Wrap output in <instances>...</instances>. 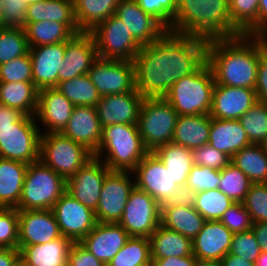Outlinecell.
<instances>
[{
  "mask_svg": "<svg viewBox=\"0 0 267 266\" xmlns=\"http://www.w3.org/2000/svg\"><path fill=\"white\" fill-rule=\"evenodd\" d=\"M23 116L24 114L18 109L0 103V123H17Z\"/></svg>",
  "mask_w": 267,
  "mask_h": 266,
  "instance_id": "61",
  "label": "cell"
},
{
  "mask_svg": "<svg viewBox=\"0 0 267 266\" xmlns=\"http://www.w3.org/2000/svg\"><path fill=\"white\" fill-rule=\"evenodd\" d=\"M263 42L265 51L267 52V28L257 35Z\"/></svg>",
  "mask_w": 267,
  "mask_h": 266,
  "instance_id": "66",
  "label": "cell"
},
{
  "mask_svg": "<svg viewBox=\"0 0 267 266\" xmlns=\"http://www.w3.org/2000/svg\"><path fill=\"white\" fill-rule=\"evenodd\" d=\"M27 4H31V3H36L39 1H44V0H25Z\"/></svg>",
  "mask_w": 267,
  "mask_h": 266,
  "instance_id": "67",
  "label": "cell"
},
{
  "mask_svg": "<svg viewBox=\"0 0 267 266\" xmlns=\"http://www.w3.org/2000/svg\"><path fill=\"white\" fill-rule=\"evenodd\" d=\"M242 203L253 223L267 222V183H252Z\"/></svg>",
  "mask_w": 267,
  "mask_h": 266,
  "instance_id": "46",
  "label": "cell"
},
{
  "mask_svg": "<svg viewBox=\"0 0 267 266\" xmlns=\"http://www.w3.org/2000/svg\"><path fill=\"white\" fill-rule=\"evenodd\" d=\"M93 157L85 146L62 133H41L39 160L66 180Z\"/></svg>",
  "mask_w": 267,
  "mask_h": 266,
  "instance_id": "8",
  "label": "cell"
},
{
  "mask_svg": "<svg viewBox=\"0 0 267 266\" xmlns=\"http://www.w3.org/2000/svg\"><path fill=\"white\" fill-rule=\"evenodd\" d=\"M120 0H73L74 15L80 32H90L116 13Z\"/></svg>",
  "mask_w": 267,
  "mask_h": 266,
  "instance_id": "36",
  "label": "cell"
},
{
  "mask_svg": "<svg viewBox=\"0 0 267 266\" xmlns=\"http://www.w3.org/2000/svg\"><path fill=\"white\" fill-rule=\"evenodd\" d=\"M130 236L119 223H96L80 241L98 260L108 264Z\"/></svg>",
  "mask_w": 267,
  "mask_h": 266,
  "instance_id": "23",
  "label": "cell"
},
{
  "mask_svg": "<svg viewBox=\"0 0 267 266\" xmlns=\"http://www.w3.org/2000/svg\"><path fill=\"white\" fill-rule=\"evenodd\" d=\"M3 5H4V1L3 0H0V14L2 12Z\"/></svg>",
  "mask_w": 267,
  "mask_h": 266,
  "instance_id": "68",
  "label": "cell"
},
{
  "mask_svg": "<svg viewBox=\"0 0 267 266\" xmlns=\"http://www.w3.org/2000/svg\"><path fill=\"white\" fill-rule=\"evenodd\" d=\"M148 153L137 125L112 124L102 128L94 156L102 160L110 170L132 172Z\"/></svg>",
  "mask_w": 267,
  "mask_h": 266,
  "instance_id": "4",
  "label": "cell"
},
{
  "mask_svg": "<svg viewBox=\"0 0 267 266\" xmlns=\"http://www.w3.org/2000/svg\"><path fill=\"white\" fill-rule=\"evenodd\" d=\"M195 256H184V257H168L164 259H152V262L156 266H195Z\"/></svg>",
  "mask_w": 267,
  "mask_h": 266,
  "instance_id": "58",
  "label": "cell"
},
{
  "mask_svg": "<svg viewBox=\"0 0 267 266\" xmlns=\"http://www.w3.org/2000/svg\"><path fill=\"white\" fill-rule=\"evenodd\" d=\"M140 8L170 31L178 0H136Z\"/></svg>",
  "mask_w": 267,
  "mask_h": 266,
  "instance_id": "48",
  "label": "cell"
},
{
  "mask_svg": "<svg viewBox=\"0 0 267 266\" xmlns=\"http://www.w3.org/2000/svg\"><path fill=\"white\" fill-rule=\"evenodd\" d=\"M170 32L206 40L242 35L232 25L229 0H178Z\"/></svg>",
  "mask_w": 267,
  "mask_h": 266,
  "instance_id": "3",
  "label": "cell"
},
{
  "mask_svg": "<svg viewBox=\"0 0 267 266\" xmlns=\"http://www.w3.org/2000/svg\"><path fill=\"white\" fill-rule=\"evenodd\" d=\"M194 165L222 170L231 163V157L224 152L218 151L209 144L192 150Z\"/></svg>",
  "mask_w": 267,
  "mask_h": 266,
  "instance_id": "53",
  "label": "cell"
},
{
  "mask_svg": "<svg viewBox=\"0 0 267 266\" xmlns=\"http://www.w3.org/2000/svg\"><path fill=\"white\" fill-rule=\"evenodd\" d=\"M98 58L96 44L90 32H80L66 41L64 61L58 72V83L87 74Z\"/></svg>",
  "mask_w": 267,
  "mask_h": 266,
  "instance_id": "17",
  "label": "cell"
},
{
  "mask_svg": "<svg viewBox=\"0 0 267 266\" xmlns=\"http://www.w3.org/2000/svg\"><path fill=\"white\" fill-rule=\"evenodd\" d=\"M259 0H229L232 25L242 35H258Z\"/></svg>",
  "mask_w": 267,
  "mask_h": 266,
  "instance_id": "41",
  "label": "cell"
},
{
  "mask_svg": "<svg viewBox=\"0 0 267 266\" xmlns=\"http://www.w3.org/2000/svg\"><path fill=\"white\" fill-rule=\"evenodd\" d=\"M215 78L207 60L176 81L164 96L180 115H210Z\"/></svg>",
  "mask_w": 267,
  "mask_h": 266,
  "instance_id": "5",
  "label": "cell"
},
{
  "mask_svg": "<svg viewBox=\"0 0 267 266\" xmlns=\"http://www.w3.org/2000/svg\"><path fill=\"white\" fill-rule=\"evenodd\" d=\"M151 259L194 256L192 240L159 225L149 238Z\"/></svg>",
  "mask_w": 267,
  "mask_h": 266,
  "instance_id": "32",
  "label": "cell"
},
{
  "mask_svg": "<svg viewBox=\"0 0 267 266\" xmlns=\"http://www.w3.org/2000/svg\"><path fill=\"white\" fill-rule=\"evenodd\" d=\"M208 144L230 157L251 145L239 120L212 117Z\"/></svg>",
  "mask_w": 267,
  "mask_h": 266,
  "instance_id": "28",
  "label": "cell"
},
{
  "mask_svg": "<svg viewBox=\"0 0 267 266\" xmlns=\"http://www.w3.org/2000/svg\"><path fill=\"white\" fill-rule=\"evenodd\" d=\"M72 244L70 239L62 236L44 244L18 246L20 266H67Z\"/></svg>",
  "mask_w": 267,
  "mask_h": 266,
  "instance_id": "27",
  "label": "cell"
},
{
  "mask_svg": "<svg viewBox=\"0 0 267 266\" xmlns=\"http://www.w3.org/2000/svg\"><path fill=\"white\" fill-rule=\"evenodd\" d=\"M220 178V170L193 165L186 185L196 192L214 190L218 189Z\"/></svg>",
  "mask_w": 267,
  "mask_h": 266,
  "instance_id": "52",
  "label": "cell"
},
{
  "mask_svg": "<svg viewBox=\"0 0 267 266\" xmlns=\"http://www.w3.org/2000/svg\"><path fill=\"white\" fill-rule=\"evenodd\" d=\"M196 191L187 185L178 186L175 193L165 200L161 208L172 206L191 207L195 205Z\"/></svg>",
  "mask_w": 267,
  "mask_h": 266,
  "instance_id": "56",
  "label": "cell"
},
{
  "mask_svg": "<svg viewBox=\"0 0 267 266\" xmlns=\"http://www.w3.org/2000/svg\"><path fill=\"white\" fill-rule=\"evenodd\" d=\"M221 221L233 234L249 231L253 221L244 204L235 202L222 215Z\"/></svg>",
  "mask_w": 267,
  "mask_h": 266,
  "instance_id": "51",
  "label": "cell"
},
{
  "mask_svg": "<svg viewBox=\"0 0 267 266\" xmlns=\"http://www.w3.org/2000/svg\"><path fill=\"white\" fill-rule=\"evenodd\" d=\"M251 230L257 239L261 251L267 253V222L253 223Z\"/></svg>",
  "mask_w": 267,
  "mask_h": 266,
  "instance_id": "60",
  "label": "cell"
},
{
  "mask_svg": "<svg viewBox=\"0 0 267 266\" xmlns=\"http://www.w3.org/2000/svg\"><path fill=\"white\" fill-rule=\"evenodd\" d=\"M66 179L40 160L28 165L17 210L52 209L66 192Z\"/></svg>",
  "mask_w": 267,
  "mask_h": 266,
  "instance_id": "6",
  "label": "cell"
},
{
  "mask_svg": "<svg viewBox=\"0 0 267 266\" xmlns=\"http://www.w3.org/2000/svg\"><path fill=\"white\" fill-rule=\"evenodd\" d=\"M119 224L129 236L150 238L161 224V205L146 191L135 186Z\"/></svg>",
  "mask_w": 267,
  "mask_h": 266,
  "instance_id": "11",
  "label": "cell"
},
{
  "mask_svg": "<svg viewBox=\"0 0 267 266\" xmlns=\"http://www.w3.org/2000/svg\"><path fill=\"white\" fill-rule=\"evenodd\" d=\"M264 50L263 42L257 35L208 40L207 62L215 83L255 89L260 54Z\"/></svg>",
  "mask_w": 267,
  "mask_h": 266,
  "instance_id": "2",
  "label": "cell"
},
{
  "mask_svg": "<svg viewBox=\"0 0 267 266\" xmlns=\"http://www.w3.org/2000/svg\"><path fill=\"white\" fill-rule=\"evenodd\" d=\"M267 28V0H259L258 34Z\"/></svg>",
  "mask_w": 267,
  "mask_h": 266,
  "instance_id": "63",
  "label": "cell"
},
{
  "mask_svg": "<svg viewBox=\"0 0 267 266\" xmlns=\"http://www.w3.org/2000/svg\"><path fill=\"white\" fill-rule=\"evenodd\" d=\"M115 15L141 46L155 42L167 31L155 18L144 12L136 0H120Z\"/></svg>",
  "mask_w": 267,
  "mask_h": 266,
  "instance_id": "22",
  "label": "cell"
},
{
  "mask_svg": "<svg viewBox=\"0 0 267 266\" xmlns=\"http://www.w3.org/2000/svg\"><path fill=\"white\" fill-rule=\"evenodd\" d=\"M211 127L210 115H180L178 116L172 143L189 150L208 144Z\"/></svg>",
  "mask_w": 267,
  "mask_h": 266,
  "instance_id": "30",
  "label": "cell"
},
{
  "mask_svg": "<svg viewBox=\"0 0 267 266\" xmlns=\"http://www.w3.org/2000/svg\"><path fill=\"white\" fill-rule=\"evenodd\" d=\"M151 262L149 238L130 236L107 266H148Z\"/></svg>",
  "mask_w": 267,
  "mask_h": 266,
  "instance_id": "40",
  "label": "cell"
},
{
  "mask_svg": "<svg viewBox=\"0 0 267 266\" xmlns=\"http://www.w3.org/2000/svg\"><path fill=\"white\" fill-rule=\"evenodd\" d=\"M130 171L110 170L104 179L95 213L98 223H119L135 180L130 181Z\"/></svg>",
  "mask_w": 267,
  "mask_h": 266,
  "instance_id": "12",
  "label": "cell"
},
{
  "mask_svg": "<svg viewBox=\"0 0 267 266\" xmlns=\"http://www.w3.org/2000/svg\"><path fill=\"white\" fill-rule=\"evenodd\" d=\"M0 266H20V250L13 248L0 249Z\"/></svg>",
  "mask_w": 267,
  "mask_h": 266,
  "instance_id": "59",
  "label": "cell"
},
{
  "mask_svg": "<svg viewBox=\"0 0 267 266\" xmlns=\"http://www.w3.org/2000/svg\"><path fill=\"white\" fill-rule=\"evenodd\" d=\"M256 102L255 89L215 84L210 117L239 120Z\"/></svg>",
  "mask_w": 267,
  "mask_h": 266,
  "instance_id": "20",
  "label": "cell"
},
{
  "mask_svg": "<svg viewBox=\"0 0 267 266\" xmlns=\"http://www.w3.org/2000/svg\"><path fill=\"white\" fill-rule=\"evenodd\" d=\"M87 74L102 97L135 90V66L133 61L98 57Z\"/></svg>",
  "mask_w": 267,
  "mask_h": 266,
  "instance_id": "13",
  "label": "cell"
},
{
  "mask_svg": "<svg viewBox=\"0 0 267 266\" xmlns=\"http://www.w3.org/2000/svg\"><path fill=\"white\" fill-rule=\"evenodd\" d=\"M110 169L95 156L66 180V191L84 206L96 210L106 174Z\"/></svg>",
  "mask_w": 267,
  "mask_h": 266,
  "instance_id": "16",
  "label": "cell"
},
{
  "mask_svg": "<svg viewBox=\"0 0 267 266\" xmlns=\"http://www.w3.org/2000/svg\"><path fill=\"white\" fill-rule=\"evenodd\" d=\"M254 266H267V253L261 251L260 255L256 258Z\"/></svg>",
  "mask_w": 267,
  "mask_h": 266,
  "instance_id": "64",
  "label": "cell"
},
{
  "mask_svg": "<svg viewBox=\"0 0 267 266\" xmlns=\"http://www.w3.org/2000/svg\"><path fill=\"white\" fill-rule=\"evenodd\" d=\"M205 218L194 208H161V225L193 240L203 228Z\"/></svg>",
  "mask_w": 267,
  "mask_h": 266,
  "instance_id": "33",
  "label": "cell"
},
{
  "mask_svg": "<svg viewBox=\"0 0 267 266\" xmlns=\"http://www.w3.org/2000/svg\"><path fill=\"white\" fill-rule=\"evenodd\" d=\"M148 266H156L153 262H151Z\"/></svg>",
  "mask_w": 267,
  "mask_h": 266,
  "instance_id": "69",
  "label": "cell"
},
{
  "mask_svg": "<svg viewBox=\"0 0 267 266\" xmlns=\"http://www.w3.org/2000/svg\"><path fill=\"white\" fill-rule=\"evenodd\" d=\"M251 144L267 145V103L258 101L240 117Z\"/></svg>",
  "mask_w": 267,
  "mask_h": 266,
  "instance_id": "42",
  "label": "cell"
},
{
  "mask_svg": "<svg viewBox=\"0 0 267 266\" xmlns=\"http://www.w3.org/2000/svg\"><path fill=\"white\" fill-rule=\"evenodd\" d=\"M255 92L258 101L267 103V52L265 50L260 54Z\"/></svg>",
  "mask_w": 267,
  "mask_h": 266,
  "instance_id": "57",
  "label": "cell"
},
{
  "mask_svg": "<svg viewBox=\"0 0 267 266\" xmlns=\"http://www.w3.org/2000/svg\"><path fill=\"white\" fill-rule=\"evenodd\" d=\"M195 266H222L220 261L199 260L197 259Z\"/></svg>",
  "mask_w": 267,
  "mask_h": 266,
  "instance_id": "65",
  "label": "cell"
},
{
  "mask_svg": "<svg viewBox=\"0 0 267 266\" xmlns=\"http://www.w3.org/2000/svg\"><path fill=\"white\" fill-rule=\"evenodd\" d=\"M169 171L177 186L187 184L192 169V150L172 142L157 148L153 152Z\"/></svg>",
  "mask_w": 267,
  "mask_h": 266,
  "instance_id": "34",
  "label": "cell"
},
{
  "mask_svg": "<svg viewBox=\"0 0 267 266\" xmlns=\"http://www.w3.org/2000/svg\"><path fill=\"white\" fill-rule=\"evenodd\" d=\"M61 133L85 146L95 155L102 134L96 107L75 106L71 118Z\"/></svg>",
  "mask_w": 267,
  "mask_h": 266,
  "instance_id": "25",
  "label": "cell"
},
{
  "mask_svg": "<svg viewBox=\"0 0 267 266\" xmlns=\"http://www.w3.org/2000/svg\"><path fill=\"white\" fill-rule=\"evenodd\" d=\"M0 82H33L32 61L29 52L0 65Z\"/></svg>",
  "mask_w": 267,
  "mask_h": 266,
  "instance_id": "47",
  "label": "cell"
},
{
  "mask_svg": "<svg viewBox=\"0 0 267 266\" xmlns=\"http://www.w3.org/2000/svg\"><path fill=\"white\" fill-rule=\"evenodd\" d=\"M208 40L166 31L134 58L135 89L144 98L164 97L182 77L207 60Z\"/></svg>",
  "mask_w": 267,
  "mask_h": 266,
  "instance_id": "1",
  "label": "cell"
},
{
  "mask_svg": "<svg viewBox=\"0 0 267 266\" xmlns=\"http://www.w3.org/2000/svg\"><path fill=\"white\" fill-rule=\"evenodd\" d=\"M18 246L44 244L62 237L54 213L47 210H18Z\"/></svg>",
  "mask_w": 267,
  "mask_h": 266,
  "instance_id": "19",
  "label": "cell"
},
{
  "mask_svg": "<svg viewBox=\"0 0 267 266\" xmlns=\"http://www.w3.org/2000/svg\"><path fill=\"white\" fill-rule=\"evenodd\" d=\"M231 163L252 183H267V145L251 144L235 153Z\"/></svg>",
  "mask_w": 267,
  "mask_h": 266,
  "instance_id": "37",
  "label": "cell"
},
{
  "mask_svg": "<svg viewBox=\"0 0 267 266\" xmlns=\"http://www.w3.org/2000/svg\"><path fill=\"white\" fill-rule=\"evenodd\" d=\"M47 20L67 24L76 34L80 33L73 0H44L27 5L25 27L29 23Z\"/></svg>",
  "mask_w": 267,
  "mask_h": 266,
  "instance_id": "29",
  "label": "cell"
},
{
  "mask_svg": "<svg viewBox=\"0 0 267 266\" xmlns=\"http://www.w3.org/2000/svg\"><path fill=\"white\" fill-rule=\"evenodd\" d=\"M232 237L221 221H206L192 240L193 255L199 260L220 261L229 253Z\"/></svg>",
  "mask_w": 267,
  "mask_h": 266,
  "instance_id": "26",
  "label": "cell"
},
{
  "mask_svg": "<svg viewBox=\"0 0 267 266\" xmlns=\"http://www.w3.org/2000/svg\"><path fill=\"white\" fill-rule=\"evenodd\" d=\"M0 103L18 109L24 115L35 116L38 89L33 82H0Z\"/></svg>",
  "mask_w": 267,
  "mask_h": 266,
  "instance_id": "35",
  "label": "cell"
},
{
  "mask_svg": "<svg viewBox=\"0 0 267 266\" xmlns=\"http://www.w3.org/2000/svg\"><path fill=\"white\" fill-rule=\"evenodd\" d=\"M28 164L0 158V208H17Z\"/></svg>",
  "mask_w": 267,
  "mask_h": 266,
  "instance_id": "31",
  "label": "cell"
},
{
  "mask_svg": "<svg viewBox=\"0 0 267 266\" xmlns=\"http://www.w3.org/2000/svg\"><path fill=\"white\" fill-rule=\"evenodd\" d=\"M27 5L25 0H5L0 14L1 26L25 28Z\"/></svg>",
  "mask_w": 267,
  "mask_h": 266,
  "instance_id": "54",
  "label": "cell"
},
{
  "mask_svg": "<svg viewBox=\"0 0 267 266\" xmlns=\"http://www.w3.org/2000/svg\"><path fill=\"white\" fill-rule=\"evenodd\" d=\"M75 105L55 87L38 90L35 118L46 126L47 133H61L66 127Z\"/></svg>",
  "mask_w": 267,
  "mask_h": 266,
  "instance_id": "24",
  "label": "cell"
},
{
  "mask_svg": "<svg viewBox=\"0 0 267 266\" xmlns=\"http://www.w3.org/2000/svg\"><path fill=\"white\" fill-rule=\"evenodd\" d=\"M144 97L135 89L101 97L96 105L101 127L112 124L137 125Z\"/></svg>",
  "mask_w": 267,
  "mask_h": 266,
  "instance_id": "18",
  "label": "cell"
},
{
  "mask_svg": "<svg viewBox=\"0 0 267 266\" xmlns=\"http://www.w3.org/2000/svg\"><path fill=\"white\" fill-rule=\"evenodd\" d=\"M67 266H107L80 242H73L68 252Z\"/></svg>",
  "mask_w": 267,
  "mask_h": 266,
  "instance_id": "55",
  "label": "cell"
},
{
  "mask_svg": "<svg viewBox=\"0 0 267 266\" xmlns=\"http://www.w3.org/2000/svg\"><path fill=\"white\" fill-rule=\"evenodd\" d=\"M220 182L218 189L234 202H243L252 182L234 164L230 163L220 170Z\"/></svg>",
  "mask_w": 267,
  "mask_h": 266,
  "instance_id": "44",
  "label": "cell"
},
{
  "mask_svg": "<svg viewBox=\"0 0 267 266\" xmlns=\"http://www.w3.org/2000/svg\"><path fill=\"white\" fill-rule=\"evenodd\" d=\"M222 266H254V262L247 261L246 259L227 253L221 260Z\"/></svg>",
  "mask_w": 267,
  "mask_h": 266,
  "instance_id": "62",
  "label": "cell"
},
{
  "mask_svg": "<svg viewBox=\"0 0 267 266\" xmlns=\"http://www.w3.org/2000/svg\"><path fill=\"white\" fill-rule=\"evenodd\" d=\"M131 173L135 175V186L146 191L160 205L178 189L169 171L153 152H149Z\"/></svg>",
  "mask_w": 267,
  "mask_h": 266,
  "instance_id": "15",
  "label": "cell"
},
{
  "mask_svg": "<svg viewBox=\"0 0 267 266\" xmlns=\"http://www.w3.org/2000/svg\"><path fill=\"white\" fill-rule=\"evenodd\" d=\"M90 33L99 58L134 61L142 47L115 14L98 24Z\"/></svg>",
  "mask_w": 267,
  "mask_h": 266,
  "instance_id": "10",
  "label": "cell"
},
{
  "mask_svg": "<svg viewBox=\"0 0 267 266\" xmlns=\"http://www.w3.org/2000/svg\"><path fill=\"white\" fill-rule=\"evenodd\" d=\"M24 29L29 47L66 42L76 34L67 24L48 20L29 23Z\"/></svg>",
  "mask_w": 267,
  "mask_h": 266,
  "instance_id": "38",
  "label": "cell"
},
{
  "mask_svg": "<svg viewBox=\"0 0 267 266\" xmlns=\"http://www.w3.org/2000/svg\"><path fill=\"white\" fill-rule=\"evenodd\" d=\"M61 235L72 242H80L96 225L94 211L84 206L67 191L51 209Z\"/></svg>",
  "mask_w": 267,
  "mask_h": 266,
  "instance_id": "14",
  "label": "cell"
},
{
  "mask_svg": "<svg viewBox=\"0 0 267 266\" xmlns=\"http://www.w3.org/2000/svg\"><path fill=\"white\" fill-rule=\"evenodd\" d=\"M230 254L255 262L261 249L252 230L233 234Z\"/></svg>",
  "mask_w": 267,
  "mask_h": 266,
  "instance_id": "50",
  "label": "cell"
},
{
  "mask_svg": "<svg viewBox=\"0 0 267 266\" xmlns=\"http://www.w3.org/2000/svg\"><path fill=\"white\" fill-rule=\"evenodd\" d=\"M35 116L0 123V158L31 164L39 160L41 131Z\"/></svg>",
  "mask_w": 267,
  "mask_h": 266,
  "instance_id": "9",
  "label": "cell"
},
{
  "mask_svg": "<svg viewBox=\"0 0 267 266\" xmlns=\"http://www.w3.org/2000/svg\"><path fill=\"white\" fill-rule=\"evenodd\" d=\"M29 45L24 28L2 27L0 29V65L26 55Z\"/></svg>",
  "mask_w": 267,
  "mask_h": 266,
  "instance_id": "45",
  "label": "cell"
},
{
  "mask_svg": "<svg viewBox=\"0 0 267 266\" xmlns=\"http://www.w3.org/2000/svg\"><path fill=\"white\" fill-rule=\"evenodd\" d=\"M55 88L75 106L96 107L102 97L88 74L60 82Z\"/></svg>",
  "mask_w": 267,
  "mask_h": 266,
  "instance_id": "39",
  "label": "cell"
},
{
  "mask_svg": "<svg viewBox=\"0 0 267 266\" xmlns=\"http://www.w3.org/2000/svg\"><path fill=\"white\" fill-rule=\"evenodd\" d=\"M178 116L164 97L144 98L137 126L148 152L172 142Z\"/></svg>",
  "mask_w": 267,
  "mask_h": 266,
  "instance_id": "7",
  "label": "cell"
},
{
  "mask_svg": "<svg viewBox=\"0 0 267 266\" xmlns=\"http://www.w3.org/2000/svg\"><path fill=\"white\" fill-rule=\"evenodd\" d=\"M65 49L66 42L29 47L33 83L38 90L57 86Z\"/></svg>",
  "mask_w": 267,
  "mask_h": 266,
  "instance_id": "21",
  "label": "cell"
},
{
  "mask_svg": "<svg viewBox=\"0 0 267 266\" xmlns=\"http://www.w3.org/2000/svg\"><path fill=\"white\" fill-rule=\"evenodd\" d=\"M235 202L219 189L196 192L194 208L206 221H218Z\"/></svg>",
  "mask_w": 267,
  "mask_h": 266,
  "instance_id": "43",
  "label": "cell"
},
{
  "mask_svg": "<svg viewBox=\"0 0 267 266\" xmlns=\"http://www.w3.org/2000/svg\"><path fill=\"white\" fill-rule=\"evenodd\" d=\"M19 217L16 208H0V246L18 249Z\"/></svg>",
  "mask_w": 267,
  "mask_h": 266,
  "instance_id": "49",
  "label": "cell"
}]
</instances>
